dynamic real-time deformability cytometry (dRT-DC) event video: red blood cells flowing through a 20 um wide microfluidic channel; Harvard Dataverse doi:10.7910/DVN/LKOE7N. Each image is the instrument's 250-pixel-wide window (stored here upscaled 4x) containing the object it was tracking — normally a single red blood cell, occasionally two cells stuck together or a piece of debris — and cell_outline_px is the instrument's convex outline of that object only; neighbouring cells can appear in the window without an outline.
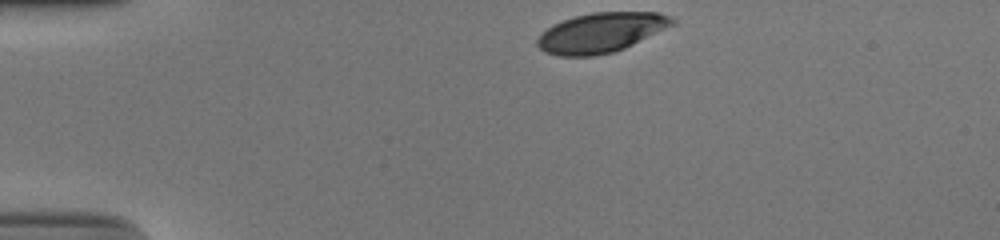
{"species": "human", "species_latin": "Homo sapiens", "temperature_condition": "cold", "stored_images_in_passage": 34, "camera_frame_rate_fps": 3000, "um_per_image_px": 0.085, "donor": {"sex": "male"}, "frame": {"image": 1, "passage_image": 1, "time_ms": 0.0, "image_size_px": [1000, 240], "cell_outline_px": [[676, 24], [624, 48], [612, 52], [592, 56], [556, 56], [544, 52], [536, 44], [536, 40], [552, 24], [576, 16], [592, 12], [660, 12], [672, 16], [676, 20]], "centroid_in_image_um": [51.12, 2.76], "position_along_channel_um": 33.9, "area_um2": 31.27}}
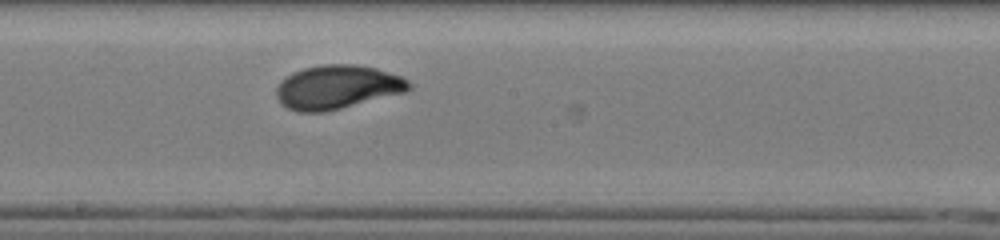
{"frame": {"image": 2, "passage_image": 20, "time_ms": 6.333, "image_size_px": [1000, 240], "cell_outline_px": [[412, 88], [404, 92], [324, 112], [296, 112], [288, 108], [276, 96], [276, 88], [292, 72], [304, 68], [324, 64], [356, 64], [376, 68], [400, 76], [408, 80], [412, 84]], "centroid_in_image_um": [28.68, 7.39], "position_along_channel_um": 219.5, "area_um2": 33.47}}
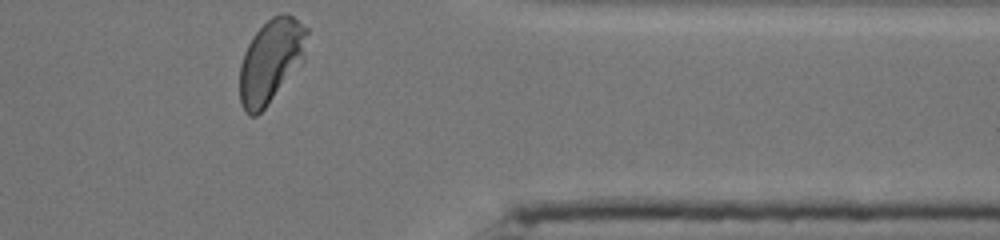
{"frame": {"image": 3, "passage_image": 34, "time_ms": 11.0, "image_size_px": [1000, 240], "cell_outline_px": [[308, 32], [304, 60], [264, 108], [256, 116], [248, 116], [244, 112], [240, 104], [240, 64], [244, 52], [252, 36], [272, 16], [292, 16], [308, 28]], "centroid_in_image_um": [23.01, 5.21], "position_along_channel_um": 388.4, "area_um2": 32.37}, "authors_computed_cell_mechanics": {"area_um2": 32.7148, "velocity_mm_per_s": 3.8794, "shape_relaxation_time_tau1_ms": 3.4183, "shape_relaxation_time_tau2_ms": null, "deformation_change_tau1": 0.1535, "deformation_change_tau2": null}}